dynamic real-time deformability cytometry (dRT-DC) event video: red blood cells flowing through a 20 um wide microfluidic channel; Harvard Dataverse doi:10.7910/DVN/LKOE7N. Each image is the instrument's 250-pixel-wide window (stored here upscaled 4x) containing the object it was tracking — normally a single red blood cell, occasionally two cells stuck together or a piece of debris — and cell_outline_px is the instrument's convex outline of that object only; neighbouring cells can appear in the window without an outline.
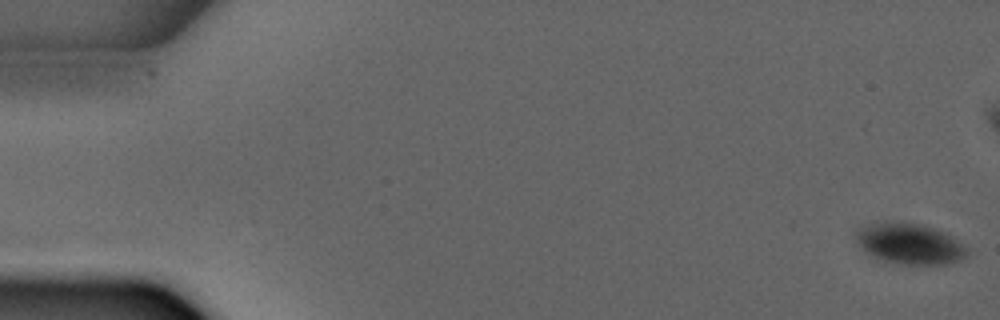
{"species": "common noctule bat (a hibernating species)", "species_latin": "Nyctalus noctula", "temperature_condition": "warm", "stored_images_in_passage": 4, "camera_frame_rate_fps": 3000, "um_per_image_px": 0.085, "animal": {"sex": "male", "forearm_length_mm": 52.5}, "frame": {"image": 1, "passage_image": 1, "time_ms": 0.0, "image_size_px": [1000, 320], "cell_outline_px": [[968, 256], [964, 260], [948, 264], [896, 264], [872, 256], [864, 252], [856, 244], [856, 228], [876, 220], [888, 220], [920, 224], [944, 232], [952, 236], [968, 248]], "centroid_in_image_um": [77.28, 20.7], "position_along_channel_um": 7.7, "area_um2": 27.22}}